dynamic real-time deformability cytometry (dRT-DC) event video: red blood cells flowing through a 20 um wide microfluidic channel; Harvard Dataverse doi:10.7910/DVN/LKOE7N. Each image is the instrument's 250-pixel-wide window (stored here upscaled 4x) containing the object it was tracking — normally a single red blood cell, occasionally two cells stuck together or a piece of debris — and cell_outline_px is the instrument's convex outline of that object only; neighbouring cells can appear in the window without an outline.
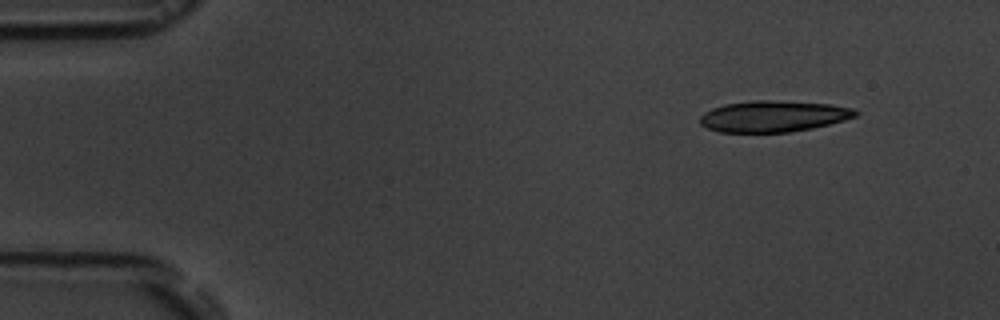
{"species": "common noctule bat (a hibernating species)", "species_latin": "Nyctalus noctula", "temperature_condition": "room temperature", "stored_images_in_passage": 6, "segment_of_instrument_passage": [2, 2], "camera_frame_rate_fps": 3000, "um_per_image_px": 0.085, "animal": {"sex": "male", "body_mass_g": 19.5, "forearm_length_mm": 54.6}, "frame": {"image": 1, "passage_image": 6, "time_ms": 5.667, "image_size_px": [1000, 320], "cell_outline_px": [[860, 112], [856, 116], [844, 120], [812, 128], [788, 132], [720, 132], [708, 128], [700, 124], [700, 116], [704, 112], [712, 108], [724, 104], [752, 100], [768, 100], [832, 104], [852, 108]], "centroid_in_image_um": [65.72, 9.88], "position_along_channel_um": 19.3, "area_um2": 28.26}}